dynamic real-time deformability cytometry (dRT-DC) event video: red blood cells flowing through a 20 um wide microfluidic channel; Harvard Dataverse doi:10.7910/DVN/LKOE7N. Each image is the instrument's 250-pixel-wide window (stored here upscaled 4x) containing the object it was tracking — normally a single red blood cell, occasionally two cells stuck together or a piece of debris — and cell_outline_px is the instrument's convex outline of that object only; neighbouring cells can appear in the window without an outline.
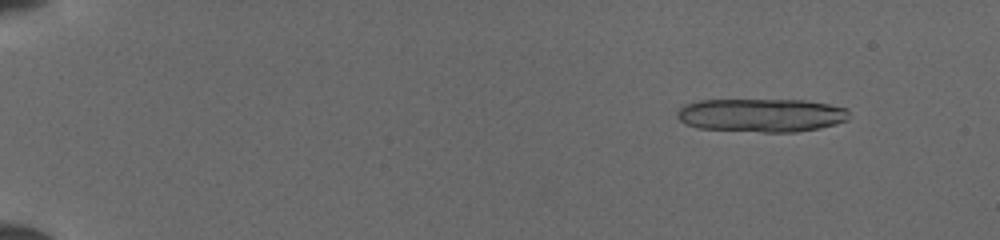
{"species": "common noctule bat (a hibernating species)", "species_latin": "Nyctalus noctula", "temperature_condition": "cold", "stored_images_in_passage": 19, "camera_frame_rate_fps": 3000, "um_per_image_px": 0.085, "animal": {"sex": "female", "body_mass_g": 19.5, "forearm_length_mm": 54.1}, "frame": {"image": 1, "passage_image": 6, "time_ms": 1.667, "image_size_px": [1000, 240], "cell_outline_px": [[848, 120], [836, 124], [820, 128], [796, 132], [764, 132], [696, 128], [684, 124], [676, 116], [676, 112], [684, 104], [700, 100], [804, 100], [828, 104], [848, 108]], "centroid_in_image_um": [64.7, 9.79], "position_along_channel_um": 20.3, "area_um2": 33.76}}